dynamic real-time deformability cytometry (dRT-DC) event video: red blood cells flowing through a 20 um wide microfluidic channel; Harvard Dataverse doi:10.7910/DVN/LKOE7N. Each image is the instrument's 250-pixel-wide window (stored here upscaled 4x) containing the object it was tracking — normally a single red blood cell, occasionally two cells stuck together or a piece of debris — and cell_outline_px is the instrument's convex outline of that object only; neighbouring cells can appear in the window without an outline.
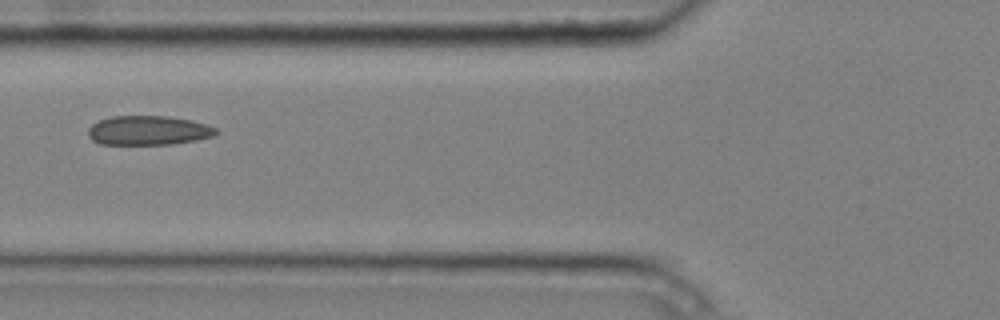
{"species": "common noctule bat (a hibernating species)", "species_latin": "Nyctalus noctula", "temperature_condition": "cold", "stored_images_in_passage": 4, "camera_frame_rate_fps": 3000, "um_per_image_px": 0.085, "animal": {"sex": "male", "body_mass_g": 20.4}, "frame": {"image": 1, "passage_image": 4, "time_ms": 1.0, "image_size_px": [1000, 320], "cell_outline_px": [[220, 132], [212, 136], [196, 140], [172, 144], [100, 144], [92, 140], [88, 136], [88, 128], [92, 124], [100, 120], [112, 116], [168, 116], [188, 120], [204, 124], [216, 128]], "centroid_in_image_um": [12.58, 11.09], "position_along_channel_um": 113.2, "area_um2": 21.73}}